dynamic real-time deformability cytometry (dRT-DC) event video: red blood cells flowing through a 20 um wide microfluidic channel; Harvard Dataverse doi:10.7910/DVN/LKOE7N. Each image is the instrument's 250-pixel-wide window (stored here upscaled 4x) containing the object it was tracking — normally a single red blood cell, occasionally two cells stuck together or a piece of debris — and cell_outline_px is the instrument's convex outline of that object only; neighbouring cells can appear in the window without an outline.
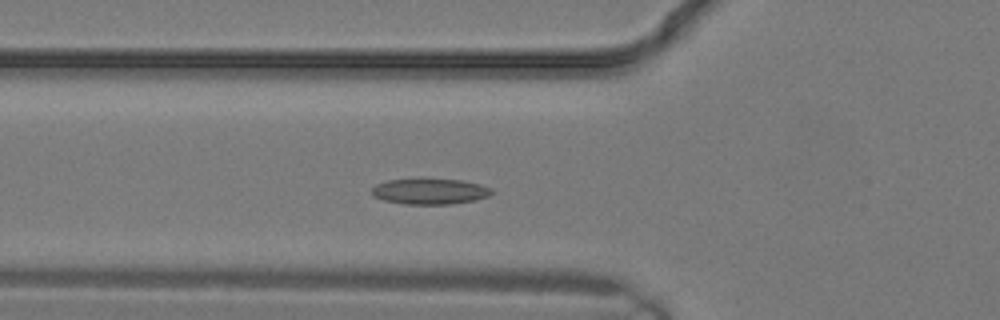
{"species": "common noctule bat (a hibernating species)", "species_latin": "Nyctalus noctula", "temperature_condition": "warm", "stored_images_in_passage": 8, "camera_frame_rate_fps": 3000, "um_per_image_px": 0.085, "animal": {"sex": "male", "body_mass_g": 19.2, "forearm_length_mm": 51.8}, "frame": {"image": 1, "passage_image": 6, "time_ms": 1.667, "image_size_px": [1000, 320], "cell_outline_px": [[492, 192], [488, 196], [476, 200], [452, 204], [404, 204], [384, 200], [372, 196], [372, 188], [376, 184], [388, 180], [420, 176], [424, 176], [460, 180], [480, 184], [492, 188]], "centroid_in_image_um": [36.51, 16.22], "position_along_channel_um": 89.3, "area_um2": 18.79}}
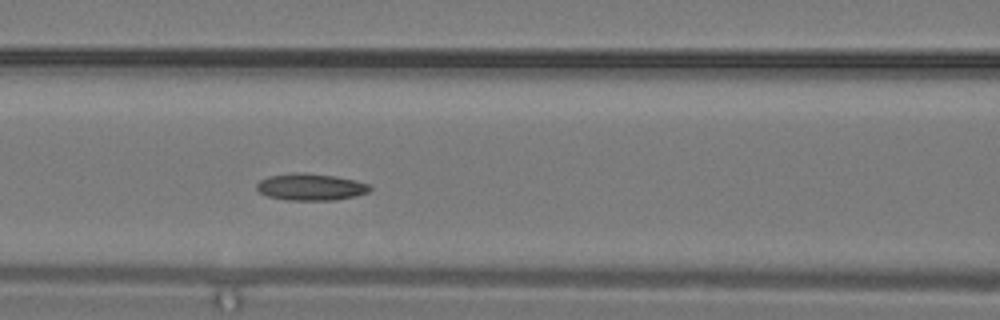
{"frame": {"image": 2, "passage_image": 8, "time_ms": 2.333, "image_size_px": [1000, 320], "cell_outline_px": [[372, 188], [368, 192], [356, 196], [336, 200], [288, 200], [268, 196], [260, 192], [256, 188], [256, 184], [260, 180], [268, 176], [292, 172], [304, 172], [336, 176], [356, 180], [368, 184]], "centroid_in_image_um": [26.41, 15.88], "position_along_channel_um": 140.2, "area_um2": 17.86}}